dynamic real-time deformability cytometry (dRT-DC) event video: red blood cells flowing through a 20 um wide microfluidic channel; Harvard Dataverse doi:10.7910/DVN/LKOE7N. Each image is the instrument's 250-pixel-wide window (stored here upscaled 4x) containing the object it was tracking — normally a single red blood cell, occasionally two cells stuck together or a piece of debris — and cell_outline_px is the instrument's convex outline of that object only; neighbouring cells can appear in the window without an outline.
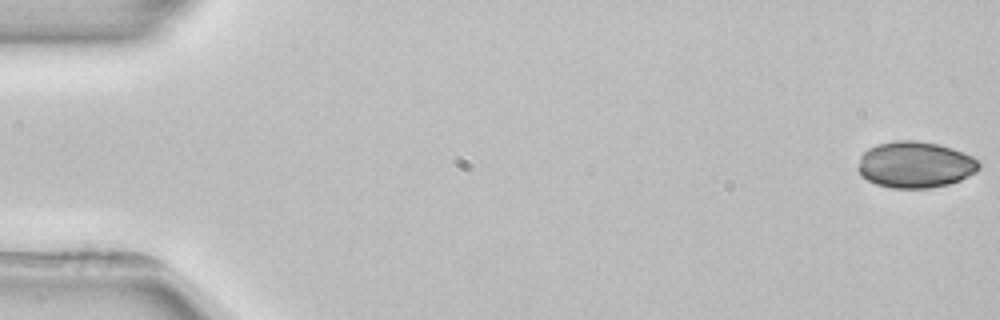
{"species": "common noctule bat (a hibernating species)", "species_latin": "Nyctalus noctula", "temperature_condition": "room temperature", "stored_images_in_passage": 5, "camera_frame_rate_fps": 3000, "um_per_image_px": 0.085, "animal": {"sex": "female", "body_mass_g": 22.7, "forearm_length_mm": 54.2}, "frame": {"image": 1, "passage_image": 1, "time_ms": 0.0, "image_size_px": [1000, 320], "cell_outline_px": [[980, 168], [976, 172], [960, 180], [948, 184], [928, 188], [892, 188], [876, 184], [860, 176], [856, 168], [860, 156], [868, 148], [876, 144], [896, 140], [916, 140], [936, 144], [952, 148], [972, 156], [980, 164]], "centroid_in_image_um": [77.75, 14.0], "position_along_channel_um": 7.3, "area_um2": 32.83}}
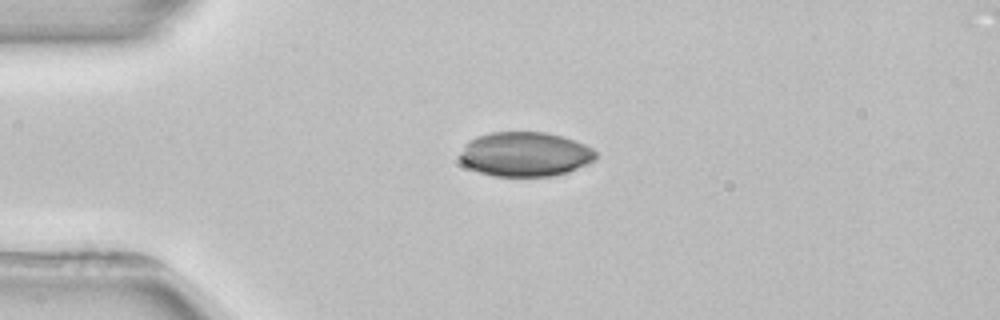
{"frame": {"image": 2, "passage_image": 4, "time_ms": 4.0, "image_size_px": [1000, 320], "cell_outline_px": [[596, 160], [568, 172], [552, 176], [492, 176], [480, 172], [464, 164], [460, 160], [460, 152], [464, 144], [476, 136], [492, 132], [544, 132], [564, 136], [584, 144], [592, 148], [596, 152]], "centroid_in_image_um": [44.64, 13.1], "position_along_channel_um": 40.4, "area_um2": 35.32}}